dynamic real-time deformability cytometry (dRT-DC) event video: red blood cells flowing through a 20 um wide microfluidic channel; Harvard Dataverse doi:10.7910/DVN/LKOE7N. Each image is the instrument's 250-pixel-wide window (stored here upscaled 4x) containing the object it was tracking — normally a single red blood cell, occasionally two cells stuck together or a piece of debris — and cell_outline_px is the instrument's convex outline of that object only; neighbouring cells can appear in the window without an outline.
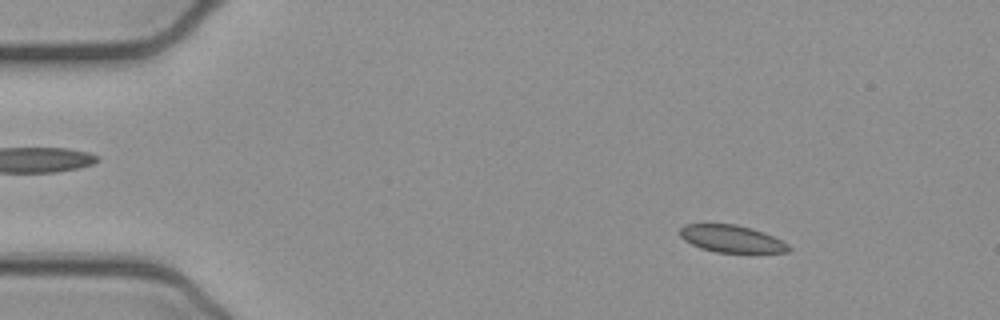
{"species": "common noctule bat (a hibernating species)", "species_latin": "Nyctalus noctula", "temperature_condition": "cold", "stored_images_in_passage": 46, "camera_frame_rate_fps": 3000, "um_per_image_px": 0.085, "animal": {"sex": "female", "body_mass_g": 21.9}, "frame": {"image": 1, "passage_image": 1, "time_ms": 0.0, "image_size_px": [1000, 320], "cell_outline_px": [[792, 248], [788, 252], [716, 252], [700, 248], [684, 240], [680, 236], [680, 228], [684, 224], [736, 224], [752, 228], [764, 232], [788, 244]], "centroid_in_image_um": [62.17, 20.29], "position_along_channel_um": 22.8, "area_um2": 17.17}}
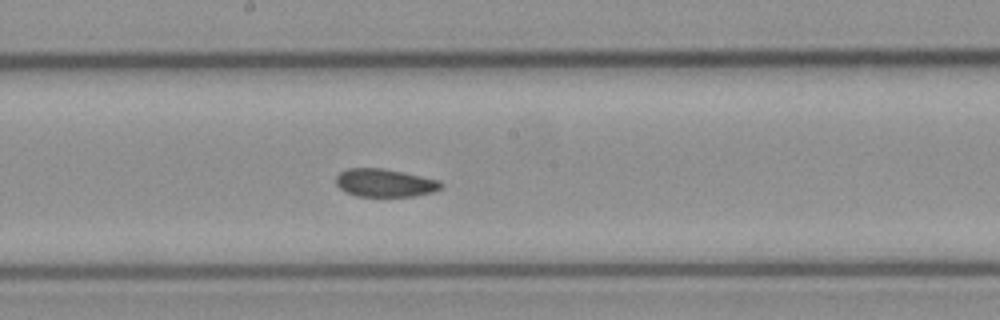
{"frame": {"image": 2, "passage_image": 22, "time_ms": 7.0, "image_size_px": [1000, 320], "cell_outline_px": [[444, 188], [432, 192], [412, 196], [356, 196], [344, 192], [336, 184], [336, 176], [340, 172], [348, 168], [384, 168], [440, 180], [444, 184]], "centroid_in_image_um": [32.72, 15.54], "position_along_channel_um": 215.5, "area_um2": 17.28}}
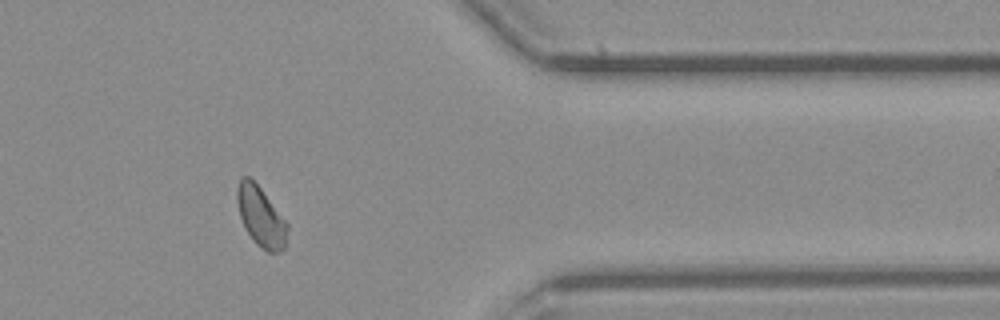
{"frame": {"image": 3, "passage_image": 37, "time_ms": 12.0, "image_size_px": [1000, 320], "cell_outline_px": [[288, 228], [284, 248], [280, 252], [268, 252], [256, 244], [244, 228], [240, 216], [236, 200], [236, 188], [240, 180], [244, 176], [248, 176], [260, 188], [288, 224]], "centroid_in_image_um": [22.15, 18.43], "position_along_channel_um": 389.2, "area_um2": 17.34}, "authors_computed_cell_mechanics": {"area_um2": 17.8024, "velocity_mm_per_s": 3.8737, "shape_relaxation_time_tau1_ms": null, "shape_relaxation_time_tau2_ms": 1.3868, "deformation_change_tau1": null, "deformation_change_tau2": 0.0629}}